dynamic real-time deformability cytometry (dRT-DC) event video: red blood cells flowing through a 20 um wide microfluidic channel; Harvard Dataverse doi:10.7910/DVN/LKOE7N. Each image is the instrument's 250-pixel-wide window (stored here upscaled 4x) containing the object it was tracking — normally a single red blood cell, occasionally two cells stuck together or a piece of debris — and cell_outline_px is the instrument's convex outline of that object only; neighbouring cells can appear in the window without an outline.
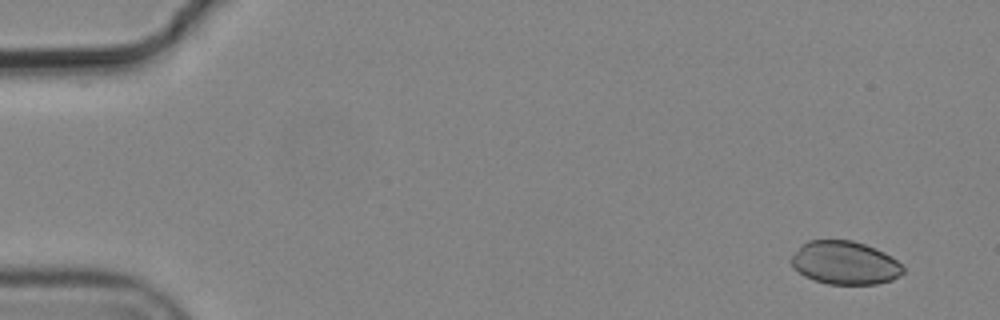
{"species": "common noctule bat (a hibernating species)", "species_latin": "Nyctalus noctula", "temperature_condition": "cold", "stored_images_in_passage": 5, "camera_frame_rate_fps": 3000, "um_per_image_px": 0.085, "animal": {"sex": "male", "body_mass_g": 19.2, "forearm_length_mm": 51.8}, "frame": {"image": 1, "passage_image": 1, "time_ms": 0.0, "image_size_px": [1000, 320], "cell_outline_px": [[904, 272], [900, 276], [892, 280], [876, 284], [828, 284], [804, 276], [792, 268], [792, 256], [808, 240], [852, 240], [876, 248], [884, 252], [896, 260], [904, 268]], "centroid_in_image_um": [71.84, 22.35], "position_along_channel_um": 13.2, "area_um2": 28.03}}